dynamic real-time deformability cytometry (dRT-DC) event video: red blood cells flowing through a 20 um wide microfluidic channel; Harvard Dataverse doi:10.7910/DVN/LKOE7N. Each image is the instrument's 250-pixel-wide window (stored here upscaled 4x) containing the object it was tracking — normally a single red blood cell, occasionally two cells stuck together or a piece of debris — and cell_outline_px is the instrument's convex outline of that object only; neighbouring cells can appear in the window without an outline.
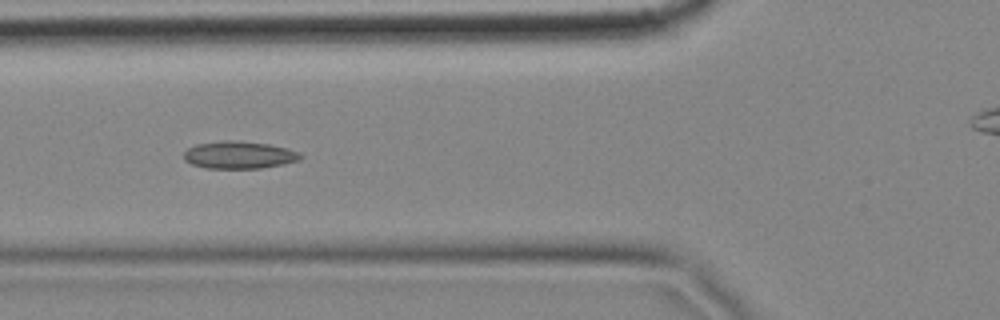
{"species": "common noctule bat (a hibernating species)", "species_latin": "Nyctalus noctula", "temperature_condition": "cold", "stored_images_in_passage": 6, "camera_frame_rate_fps": 3000, "um_per_image_px": 0.085, "animal": {"sex": "female", "body_mass_g": 18.4}, "frame": {"image": 1, "passage_image": 6, "time_ms": 1.667, "image_size_px": [1000, 320], "cell_outline_px": [[304, 156], [300, 160], [284, 164], [260, 168], [208, 168], [192, 164], [184, 160], [184, 152], [188, 148], [196, 144], [224, 140], [236, 140], [268, 144], [288, 148], [300, 152]], "centroid_in_image_um": [20.36, 13.16], "position_along_channel_um": 105.4, "area_um2": 18.73}}